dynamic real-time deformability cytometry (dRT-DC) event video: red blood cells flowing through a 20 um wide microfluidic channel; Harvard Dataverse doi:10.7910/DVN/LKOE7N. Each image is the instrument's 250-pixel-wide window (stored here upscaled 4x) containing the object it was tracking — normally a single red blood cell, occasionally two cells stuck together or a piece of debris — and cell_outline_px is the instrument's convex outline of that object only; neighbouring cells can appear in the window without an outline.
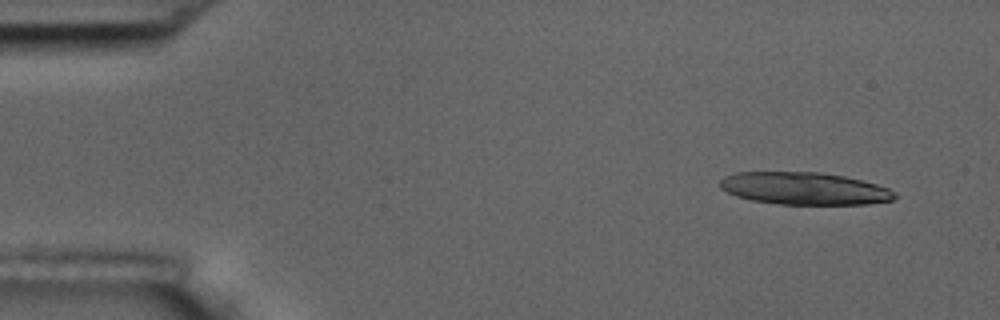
{"species": "common noctule bat (a hibernating species)", "species_latin": "Nyctalus noctula", "temperature_condition": "room temperature", "stored_images_in_passage": 10, "camera_frame_rate_fps": 3000, "um_per_image_px": 0.085, "animal": {"sex": "male", "body_mass_g": 17.5, "forearm_length_mm": 52.3}, "frame": {"image": 1, "passage_image": 1, "time_ms": 0.0, "image_size_px": [1000, 320], "cell_outline_px": [[896, 196], [892, 200], [868, 204], [780, 204], [752, 200], [736, 196], [720, 188], [720, 180], [724, 176], [736, 172], [820, 172], [844, 176], [876, 184], [888, 188], [896, 192]], "centroid_in_image_um": [68.36, 16.02], "position_along_channel_um": 16.6, "area_um2": 32.89}}
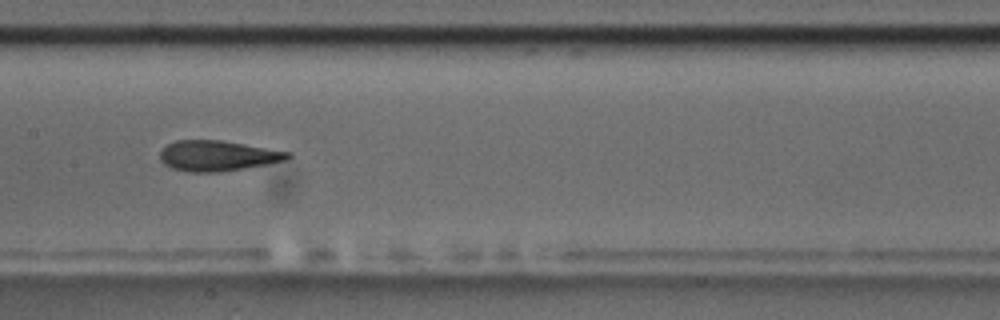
{"frame": {"image": 2, "passage_image": 8, "time_ms": 8.0, "image_size_px": [1000, 320], "cell_outline_px": [[292, 156], [288, 160], [268, 164], [220, 172], [188, 172], [172, 168], [164, 164], [160, 160], [160, 152], [168, 144], [176, 140], [220, 140], [292, 152]], "centroid_in_image_um": [18.52, 13.24], "position_along_channel_um": 188.9, "area_um2": 22.72}}
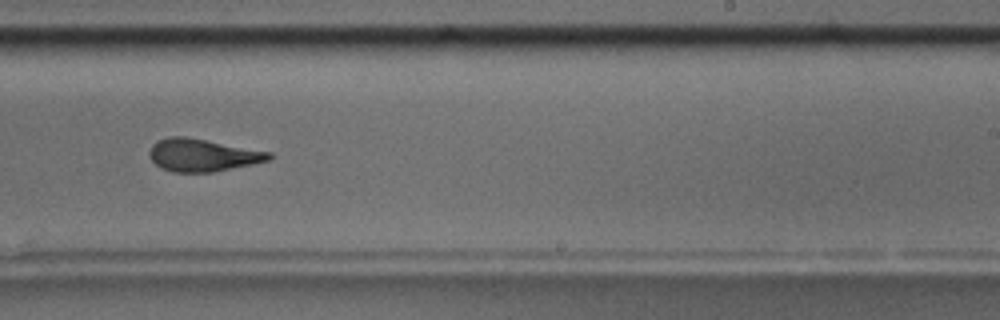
{"frame": {"image": 3, "passage_image": 10, "time_ms": 10.333, "image_size_px": [1000, 320], "cell_outline_px": [[272, 156], [268, 160], [252, 164], [212, 172], [172, 172], [160, 168], [148, 156], [148, 152], [152, 144], [156, 140], [168, 136], [184, 136], [272, 152]], "centroid_in_image_um": [17.16, 13.18], "position_along_channel_um": 271.8, "area_um2": 22.72}}